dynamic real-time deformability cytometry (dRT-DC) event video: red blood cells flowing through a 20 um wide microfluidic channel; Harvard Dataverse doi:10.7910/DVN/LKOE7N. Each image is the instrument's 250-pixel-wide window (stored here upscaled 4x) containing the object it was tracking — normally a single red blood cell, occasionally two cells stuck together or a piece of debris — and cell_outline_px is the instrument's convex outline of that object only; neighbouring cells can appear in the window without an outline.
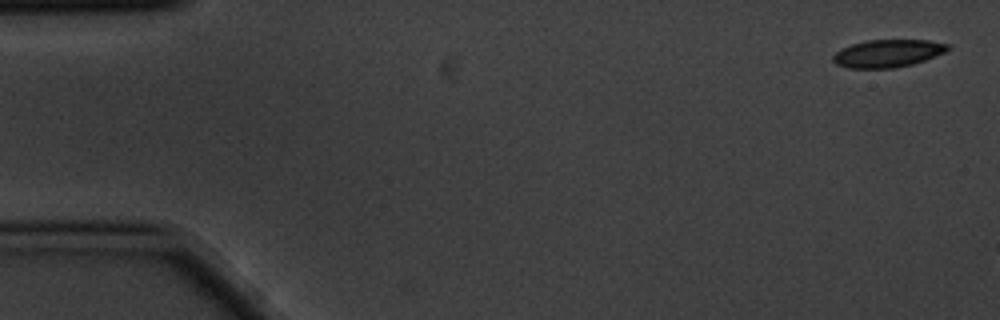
{"species": "common noctule bat (a hibernating species)", "species_latin": "Nyctalus noctula", "temperature_condition": "cold", "stored_images_in_passage": 3, "camera_frame_rate_fps": 3000, "um_per_image_px": 0.085, "animal": {"sex": "male", "body_mass_g": 20.1, "forearm_length_mm": 53.5}, "frame": {"image": 1, "passage_image": 1, "time_ms": 0.0, "image_size_px": [1000, 320], "cell_outline_px": [[952, 48], [944, 52], [924, 60], [912, 64], [896, 68], [848, 68], [836, 64], [832, 60], [832, 56], [840, 48], [852, 44], [868, 40], [928, 40], [948, 44]], "centroid_in_image_um": [75.43, 4.54], "position_along_channel_um": 9.6, "area_um2": 18.5}}